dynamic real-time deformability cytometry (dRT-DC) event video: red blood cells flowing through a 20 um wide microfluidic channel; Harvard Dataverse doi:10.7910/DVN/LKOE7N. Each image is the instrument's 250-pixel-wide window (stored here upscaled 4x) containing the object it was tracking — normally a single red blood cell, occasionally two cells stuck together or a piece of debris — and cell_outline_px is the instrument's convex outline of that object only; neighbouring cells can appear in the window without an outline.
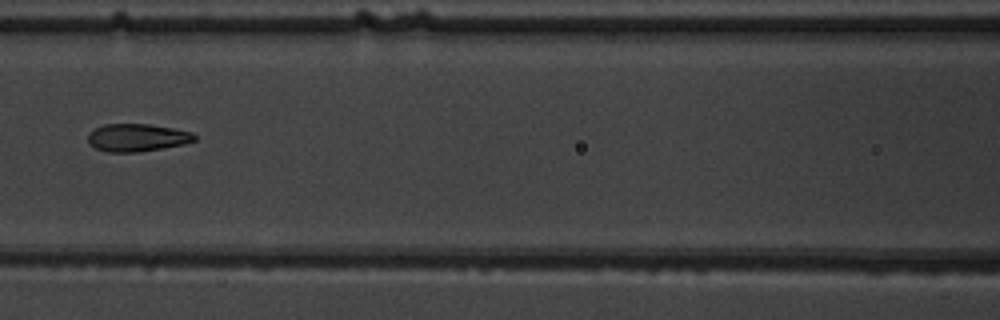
{"species": "common noctule bat (a hibernating species)", "species_latin": "Nyctalus noctula", "temperature_condition": "warm", "stored_images_in_passage": 9, "camera_frame_rate_fps": 3000, "um_per_image_px": 0.085, "animal": {"sex": "male", "body_mass_g": 19.5, "forearm_length_mm": 54.6}, "frame": {"image": 1, "passage_image": 7, "time_ms": 7.0, "image_size_px": [1000, 320], "cell_outline_px": [[196, 140], [184, 144], [136, 152], [108, 152], [96, 148], [88, 144], [88, 132], [104, 124], [148, 124], [172, 128], [192, 132], [196, 136]], "centroid_in_image_um": [11.63, 11.69], "position_along_channel_um": 155.0, "area_um2": 17.11}}
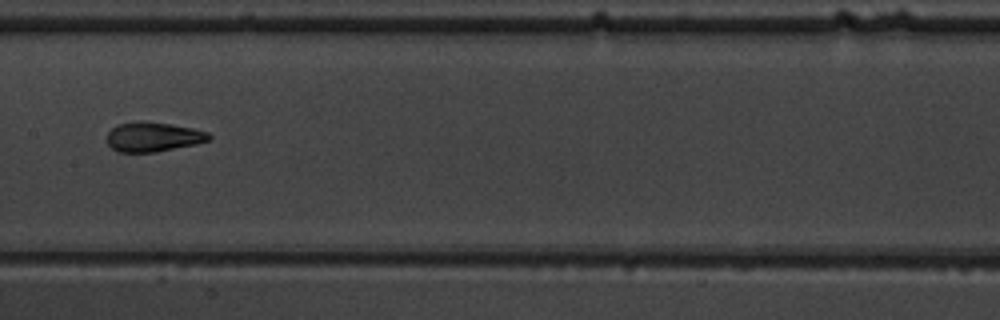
{"frame": {"image": 2, "passage_image": 8, "time_ms": 8.0, "image_size_px": [1000, 320], "cell_outline_px": [[212, 136], [208, 140], [192, 144], [156, 152], [120, 152], [112, 148], [108, 144], [108, 132], [116, 124], [140, 120], [144, 120], [192, 128], [208, 132]], "centroid_in_image_um": [12.97, 11.61], "position_along_channel_um": 194.4, "area_um2": 17.4}}
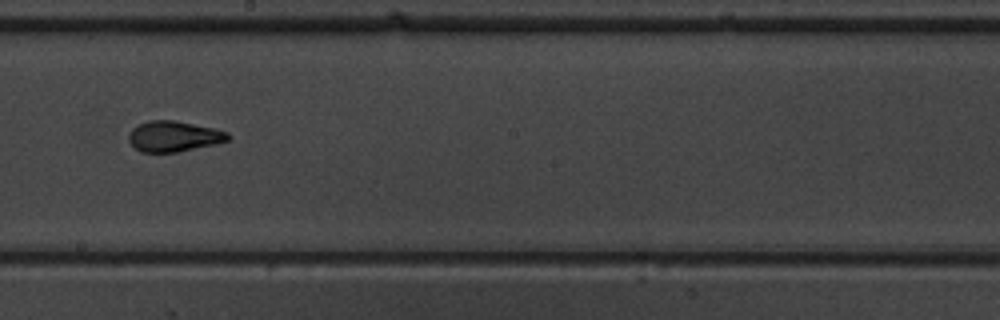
{"frame": {"image": 3, "passage_image": 9, "time_ms": 9.0, "image_size_px": [1000, 320], "cell_outline_px": [[228, 140], [212, 144], [176, 152], [140, 152], [128, 140], [128, 136], [132, 128], [148, 120], [176, 120], [216, 128], [228, 132]], "centroid_in_image_um": [14.74, 11.57], "position_along_channel_um": 233.5, "area_um2": 17.57}}